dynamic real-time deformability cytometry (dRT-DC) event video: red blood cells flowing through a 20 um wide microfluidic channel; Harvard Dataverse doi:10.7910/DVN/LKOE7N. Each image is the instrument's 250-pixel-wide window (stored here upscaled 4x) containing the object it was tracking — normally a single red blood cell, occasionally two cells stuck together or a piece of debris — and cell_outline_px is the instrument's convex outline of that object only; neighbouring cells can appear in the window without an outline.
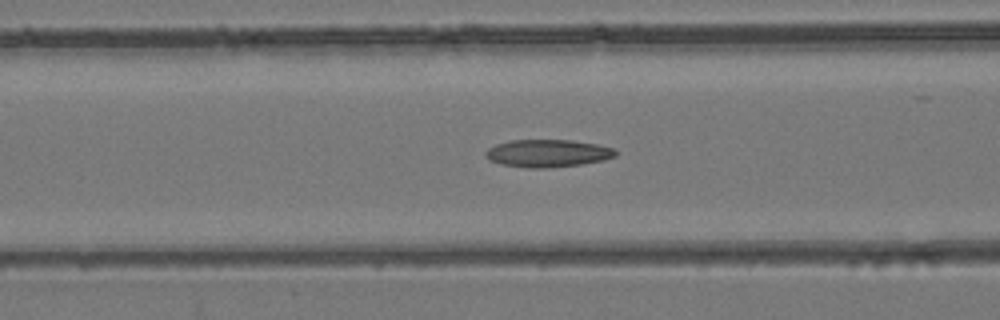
{"species": "common noctule bat (a hibernating species)", "species_latin": "Nyctalus noctula", "temperature_condition": "room temperature", "stored_images_in_passage": 44, "camera_frame_rate_fps": 3000, "um_per_image_px": 0.085, "animal": {"sex": "female", "body_mass_g": 24.6, "forearm_length_mm": 56.2}, "frame": {"image": 1, "passage_image": 17, "time_ms": 5.333, "image_size_px": [1000, 320], "cell_outline_px": [[616, 156], [604, 160], [580, 164], [548, 168], [528, 168], [500, 164], [488, 160], [484, 156], [484, 152], [488, 148], [496, 144], [512, 140], [572, 140], [596, 144], [612, 148], [616, 152]], "centroid_in_image_um": [46.5, 13.03], "position_along_channel_um": 120.1, "area_um2": 20.92}}
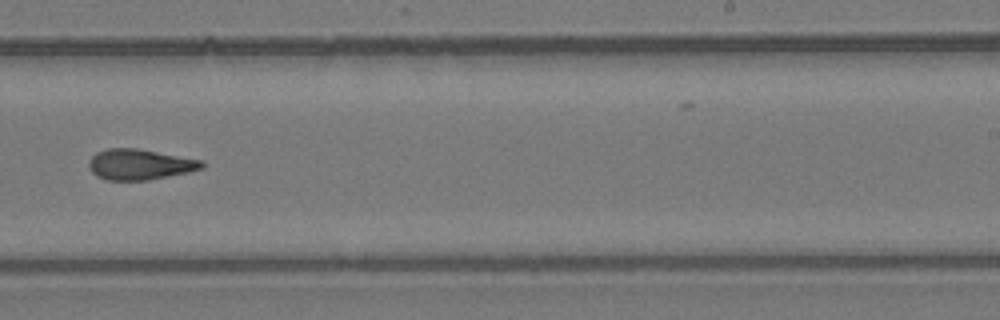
{"frame": {"image": 2, "passage_image": 27, "time_ms": 8.667, "image_size_px": [1000, 320], "cell_outline_px": [[204, 168], [188, 172], [148, 180], [108, 180], [96, 176], [92, 172], [88, 164], [88, 160], [96, 152], [108, 148], [136, 148], [204, 160]], "centroid_in_image_um": [11.88, 13.97], "position_along_channel_um": 277.1, "area_um2": 20.23}}
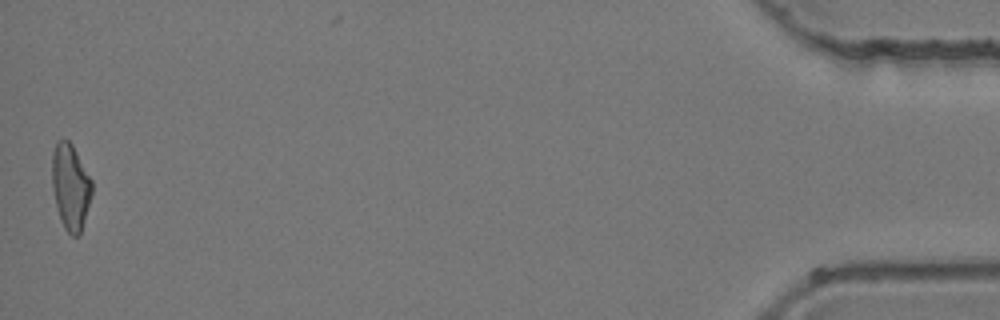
{"frame": {"image": 3, "passage_image": 43, "time_ms": 14.0, "image_size_px": [1000, 320], "cell_outline_px": [[92, 196], [80, 232], [76, 236], [72, 236], [64, 228], [60, 220], [52, 188], [52, 152], [56, 140], [68, 140], [72, 144], [92, 180]], "centroid_in_image_um": [5.98, 15.85], "position_along_channel_um": 429.2, "area_um2": 19.94}}